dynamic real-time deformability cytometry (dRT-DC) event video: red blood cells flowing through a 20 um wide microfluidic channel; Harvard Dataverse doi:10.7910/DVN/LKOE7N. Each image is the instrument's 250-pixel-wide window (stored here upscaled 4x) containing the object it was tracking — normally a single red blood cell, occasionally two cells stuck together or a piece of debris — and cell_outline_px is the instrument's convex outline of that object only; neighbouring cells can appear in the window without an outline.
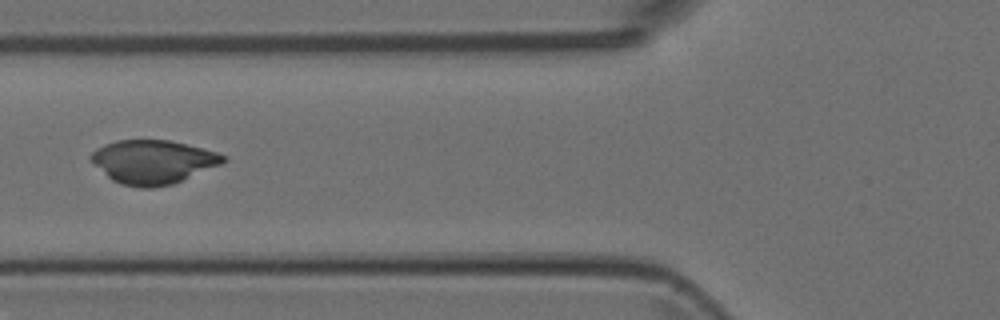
{"species": "Egyptian fruit bat (a non-hibernating species)", "species_latin": "Rousettus aegyptiacus", "temperature_condition": "room temperature", "stored_images_in_passage": 28, "camera_frame_rate_fps": 3000, "um_per_image_px": 0.085, "animal": {"sex": "female"}, "frame": {"image": 1, "passage_image": 4, "time_ms": 1.0, "image_size_px": [1000, 320], "cell_outline_px": [[228, 160], [220, 164], [172, 184], [152, 188], [140, 188], [120, 184], [112, 180], [88, 160], [88, 156], [96, 148], [104, 144], [116, 140], [168, 140], [216, 152], [228, 156]], "centroid_in_image_um": [12.94, 13.76], "position_along_channel_um": 112.9, "area_um2": 33.64}}
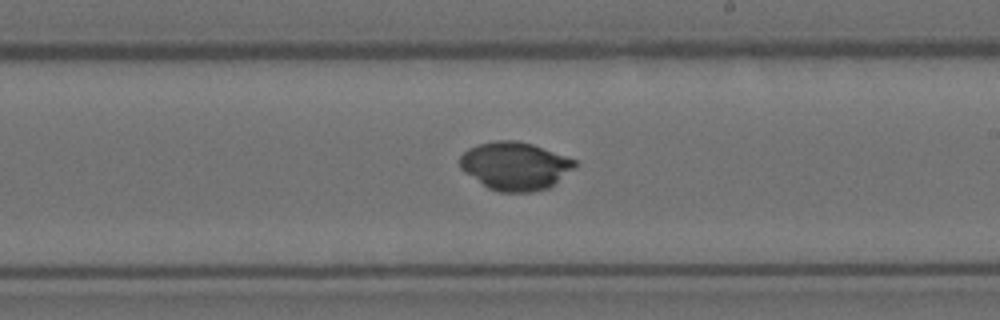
{"frame": {"image": 2, "passage_image": 14, "time_ms": 4.333, "image_size_px": [1000, 320], "cell_outline_px": [[576, 168], [548, 188], [528, 192], [500, 192], [488, 188], [464, 172], [460, 168], [460, 156], [468, 148], [480, 144], [496, 140], [516, 140], [532, 144], [576, 160]], "centroid_in_image_um": [43.77, 14.11], "position_along_channel_um": 245.2, "area_um2": 32.08}}
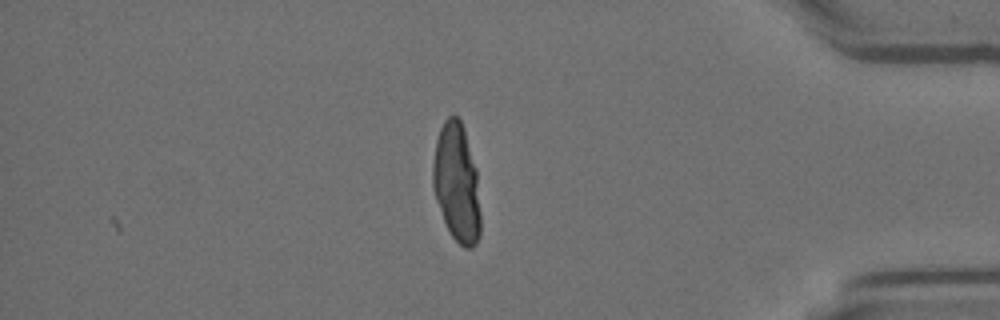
{"frame": {"image": 3, "passage_image": 28, "time_ms": 9.0, "image_size_px": [1000, 320], "cell_outline_px": [[480, 236], [476, 244], [472, 248], [464, 248], [452, 236], [444, 220], [436, 200], [432, 188], [432, 164], [436, 140], [440, 128], [444, 120], [448, 116], [456, 116], [460, 120], [464, 128], [476, 168], [480, 212]], "centroid_in_image_um": [38.81, 15.55], "position_along_channel_um": 396.4, "area_um2": 33.0}}